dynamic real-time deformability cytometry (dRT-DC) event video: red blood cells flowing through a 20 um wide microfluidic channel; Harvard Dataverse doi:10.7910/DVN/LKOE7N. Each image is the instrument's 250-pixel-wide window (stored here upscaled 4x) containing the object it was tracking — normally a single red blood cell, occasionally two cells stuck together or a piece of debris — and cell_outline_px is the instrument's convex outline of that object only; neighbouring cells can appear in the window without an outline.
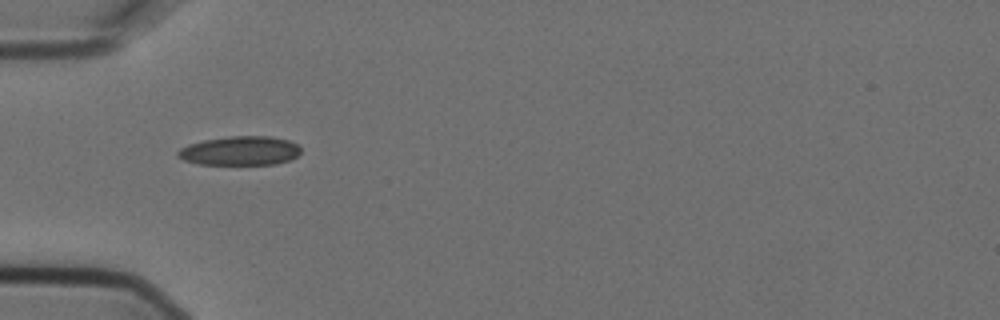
{"species": "Egyptian fruit bat (a non-hibernating species)", "species_latin": "Rousettus aegyptiacus", "temperature_condition": "cold", "stored_images_in_passage": 3, "camera_frame_rate_fps": 3000, "um_per_image_px": 0.085, "animal": {"sex": "female"}, "frame": {"image": 1, "passage_image": 1, "time_ms": 0.0, "image_size_px": [1000, 320], "cell_outline_px": [[300, 152], [296, 156], [288, 160], [276, 164], [200, 164], [184, 160], [176, 156], [176, 152], [180, 148], [188, 144], [204, 140], [232, 136], [268, 136], [288, 140], [296, 144], [300, 148]], "centroid_in_image_um": [20.37, 12.81], "position_along_channel_um": 64.6, "area_um2": 20.69}}
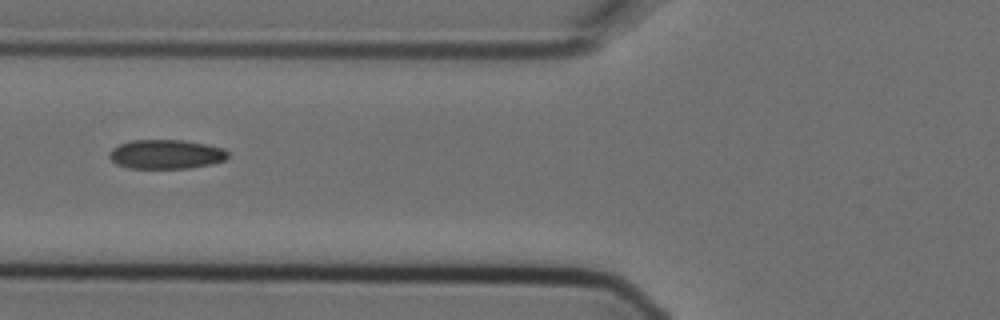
{"frame": {"image": 2, "passage_image": 2, "time_ms": 0.333, "image_size_px": [1000, 320], "cell_outline_px": [[228, 156], [224, 160], [212, 164], [188, 168], [128, 168], [116, 164], [108, 156], [108, 152], [112, 148], [120, 144], [132, 140], [184, 140], [208, 144], [220, 148], [228, 152]], "centroid_in_image_um": [14.09, 13.11], "position_along_channel_um": 111.7, "area_um2": 20.23}}
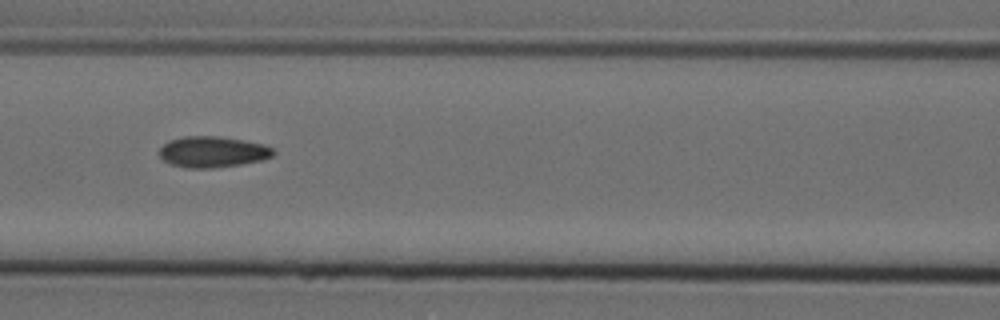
{"frame": {"image": 3, "passage_image": 3, "time_ms": 0.667, "image_size_px": [1000, 320], "cell_outline_px": [[276, 152], [272, 156], [260, 160], [240, 164], [212, 168], [184, 168], [168, 164], [160, 156], [160, 148], [168, 140], [184, 136], [220, 136], [244, 140], [264, 144], [272, 148]], "centroid_in_image_um": [18.05, 12.9], "position_along_channel_um": 148.6, "area_um2": 20.69}}